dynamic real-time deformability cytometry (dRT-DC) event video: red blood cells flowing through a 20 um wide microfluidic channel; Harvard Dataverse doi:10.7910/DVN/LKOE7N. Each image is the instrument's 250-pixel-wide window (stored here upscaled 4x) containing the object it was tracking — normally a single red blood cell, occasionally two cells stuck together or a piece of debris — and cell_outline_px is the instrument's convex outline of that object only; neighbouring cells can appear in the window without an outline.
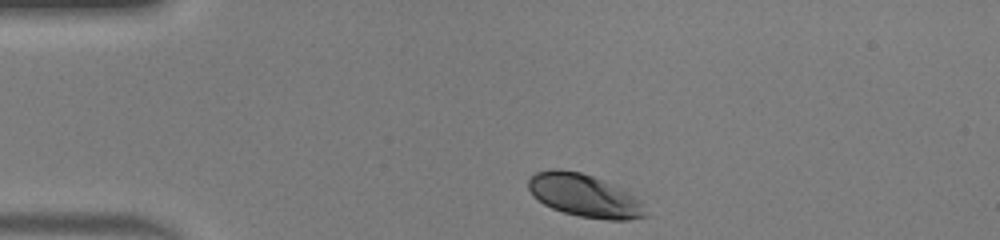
{"species": "human", "species_latin": "Homo sapiens", "temperature_condition": "warm", "stored_images_in_passage": 33, "camera_frame_rate_fps": 3000, "um_per_image_px": 0.085, "donor": {"sex": "male"}, "frame": {"image": 1, "passage_image": 1, "time_ms": 0.0, "image_size_px": [1000, 240], "cell_outline_px": [[648, 216], [628, 220], [608, 220], [580, 216], [564, 212], [552, 208], [544, 204], [528, 188], [528, 180], [536, 172], [552, 168], [556, 168], [580, 172], [592, 176], [632, 196], [640, 204]], "centroid_in_image_um": [49.6, 16.63], "position_along_channel_um": 35.4, "area_um2": 28.21}}
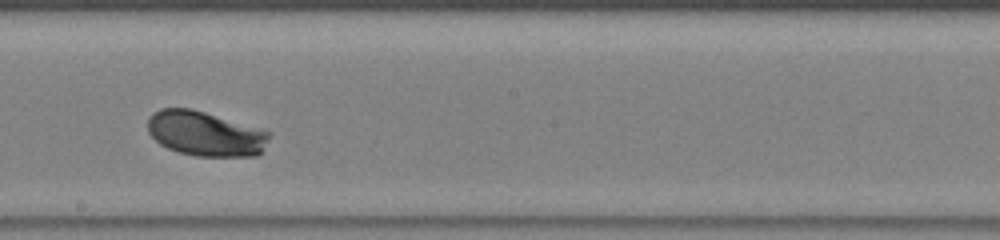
{"frame": {"image": 2, "passage_image": 19, "time_ms": 6.0, "image_size_px": [1000, 240], "cell_outline_px": [[272, 132], [268, 140], [260, 152], [256, 156], [196, 156], [180, 152], [168, 148], [160, 144], [148, 132], [148, 116], [152, 112], [160, 108], [192, 108]], "centroid_in_image_um": [17.43, 11.35], "position_along_channel_um": 230.8, "area_um2": 31.67}}
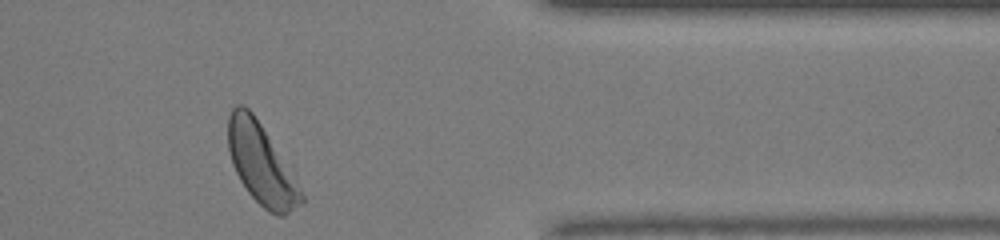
{"frame": {"image": 3, "passage_image": 32, "time_ms": 10.333, "image_size_px": [1000, 240], "cell_outline_px": [[304, 204], [284, 216], [276, 216], [268, 212], [248, 192], [240, 180], [232, 164], [228, 148], [228, 116], [232, 108], [236, 104], [244, 104], [252, 112], [296, 172], [304, 196]], "centroid_in_image_um": [22.27, 13.96], "position_along_channel_um": 389.1, "area_um2": 35.26}, "authors_computed_cell_mechanics": {"area_um2": 31.3854, "velocity_mm_per_s": 4.0679, "shape_relaxation_time_tau1_ms": 0.7702, "shape_relaxation_time_tau2_ms": null, "deformation_change_tau1": 0.0856, "deformation_change_tau2": null}}